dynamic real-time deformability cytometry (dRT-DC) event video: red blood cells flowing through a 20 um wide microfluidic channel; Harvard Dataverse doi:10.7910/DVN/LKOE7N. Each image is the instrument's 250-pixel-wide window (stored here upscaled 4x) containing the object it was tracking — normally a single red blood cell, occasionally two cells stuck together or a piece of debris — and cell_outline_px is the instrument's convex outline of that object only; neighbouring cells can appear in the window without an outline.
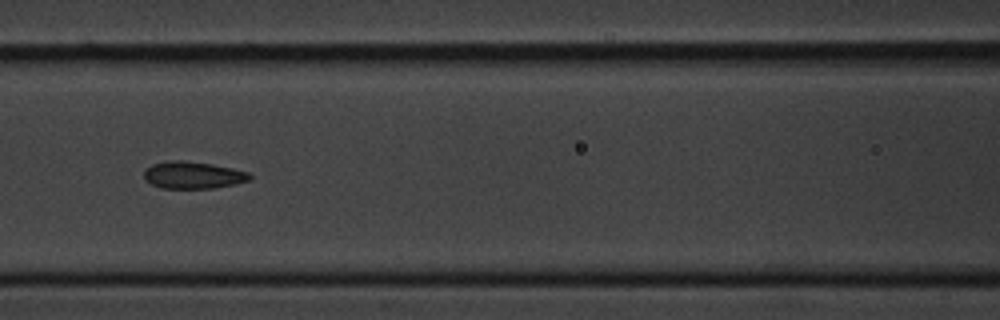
{"species": "common noctule bat (a hibernating species)", "species_latin": "Nyctalus noctula", "temperature_condition": "cold", "stored_images_in_passage": 12, "camera_frame_rate_fps": 3000, "um_per_image_px": 0.085, "animal": {"sex": "male", "body_mass_g": 20.1, "forearm_length_mm": 53.5}, "frame": {"image": 1, "passage_image": 6, "time_ms": 6.667, "image_size_px": [1000, 320], "cell_outline_px": [[252, 180], [236, 184], [212, 188], [160, 188], [144, 180], [144, 168], [152, 164], [168, 160], [184, 160], [212, 164], [232, 168], [248, 172], [252, 176]], "centroid_in_image_um": [16.39, 14.88], "position_along_channel_um": 150.2, "area_um2": 16.94}}
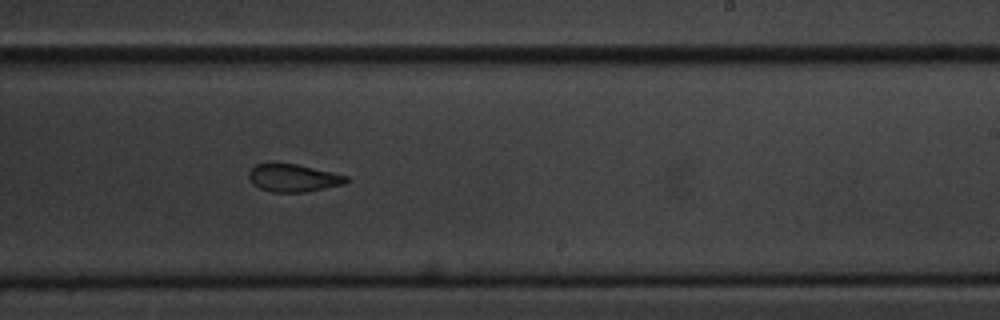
{"frame": {"image": 2, "passage_image": 9, "time_ms": 10.0, "image_size_px": [1000, 320], "cell_outline_px": [[348, 180], [344, 184], [304, 192], [272, 192], [260, 188], [252, 184], [248, 176], [248, 172], [256, 164], [268, 160], [276, 160], [296, 164], [332, 172], [348, 176]], "centroid_in_image_um": [24.85, 15.08], "position_along_channel_um": 264.2, "area_um2": 16.18}}
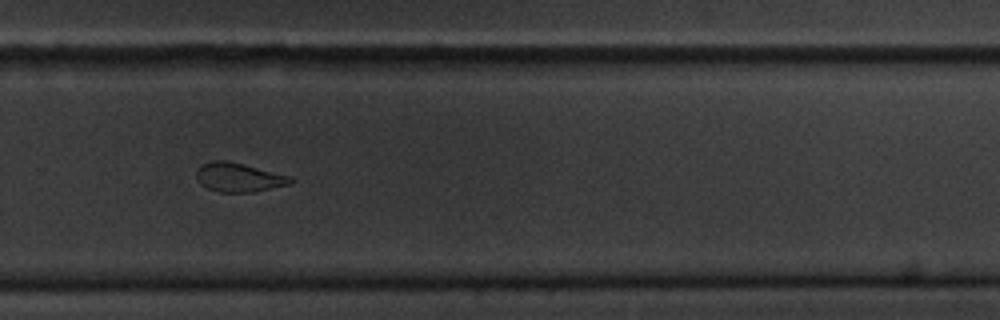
{"frame": {"image": 3, "passage_image": 10, "time_ms": 11.333, "image_size_px": [1000, 320], "cell_outline_px": [[292, 184], [252, 192], [216, 192], [200, 184], [196, 176], [196, 172], [200, 164], [212, 160], [228, 160], [292, 176]], "centroid_in_image_um": [20.28, 15.06], "position_along_channel_um": 309.5, "area_um2": 16.13}}